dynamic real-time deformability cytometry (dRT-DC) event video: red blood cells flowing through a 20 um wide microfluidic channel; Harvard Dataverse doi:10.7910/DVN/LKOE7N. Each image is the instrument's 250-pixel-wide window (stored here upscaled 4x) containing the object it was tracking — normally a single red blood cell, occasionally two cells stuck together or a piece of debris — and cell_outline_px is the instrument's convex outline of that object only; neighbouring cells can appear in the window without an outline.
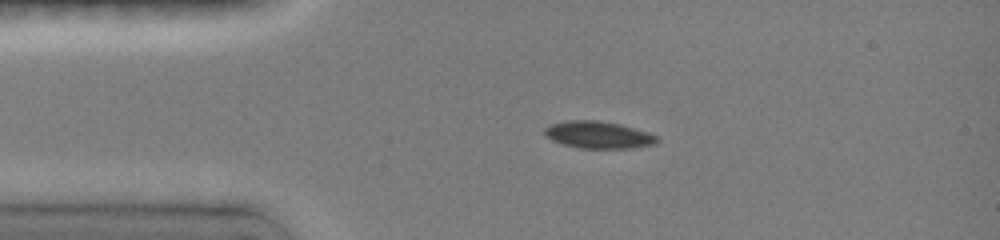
{"species": "common noctule bat (a hibernating species)", "species_latin": "Nyctalus noctula", "temperature_condition": "room temperature", "stored_images_in_passage": 3, "camera_frame_rate_fps": 3000, "um_per_image_px": 0.085, "animal": {"sex": "female", "body_mass_g": 19.0, "forearm_length_mm": 51.5}, "frame": {"image": 1, "passage_image": 2, "time_ms": 1.0, "image_size_px": [1000, 240], "cell_outline_px": [[660, 140], [656, 144], [628, 148], [580, 148], [564, 144], [552, 140], [544, 132], [544, 128], [548, 124], [568, 120], [596, 120], [620, 124], [648, 132], [656, 136]], "centroid_in_image_um": [50.86, 11.45], "position_along_channel_um": 34.1, "area_um2": 17.69}}